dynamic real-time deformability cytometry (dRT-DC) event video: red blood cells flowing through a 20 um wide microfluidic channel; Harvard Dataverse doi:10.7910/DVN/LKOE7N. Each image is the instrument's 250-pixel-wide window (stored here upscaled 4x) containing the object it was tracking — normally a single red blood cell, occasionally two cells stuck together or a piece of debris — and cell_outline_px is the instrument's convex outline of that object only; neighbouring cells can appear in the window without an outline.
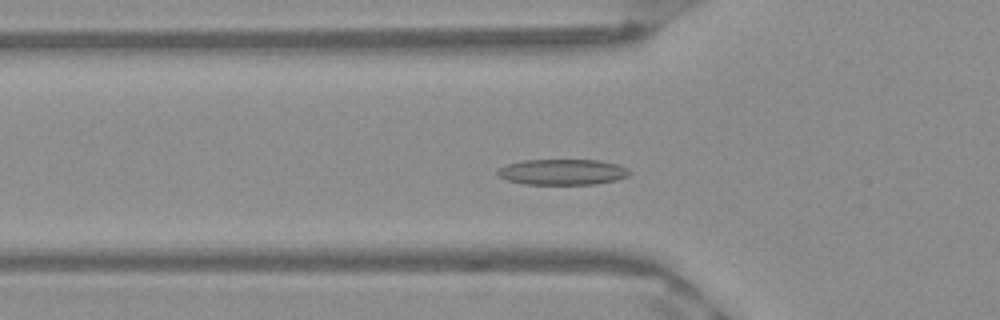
{"species": "Egyptian fruit bat (a non-hibernating species)", "species_latin": "Rousettus aegyptiacus", "temperature_condition": "warm", "stored_images_in_passage": 51, "camera_frame_rate_fps": 3000, "um_per_image_px": 0.085, "frame": {"image": 1, "passage_image": 17, "time_ms": 5.333, "image_size_px": [1000, 320], "cell_outline_px": [[632, 172], [628, 176], [616, 180], [596, 184], [524, 184], [508, 180], [500, 176], [496, 172], [500, 168], [508, 164], [524, 160], [600, 160], [616, 164]], "centroid_in_image_um": [47.82, 14.62], "position_along_channel_um": 78.0, "area_um2": 19.59}}
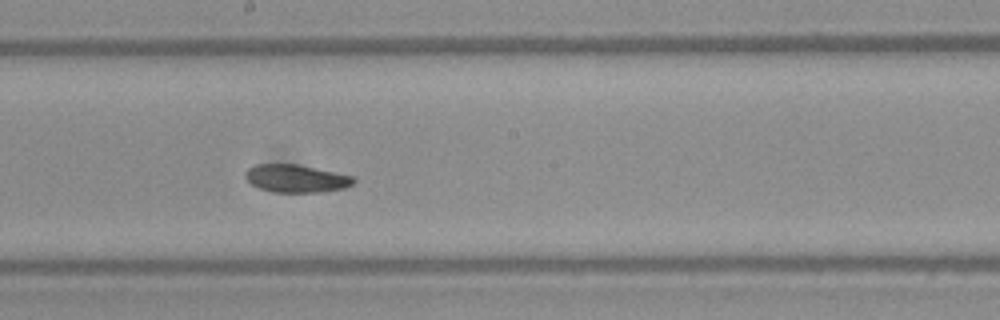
{"frame": {"image": 2, "passage_image": 28, "time_ms": 9.0, "image_size_px": [1000, 320], "cell_outline_px": [[356, 180], [352, 184], [344, 188], [320, 192], [276, 192], [260, 188], [252, 184], [244, 176], [244, 172], [248, 168], [256, 164], [296, 164], [352, 176]], "centroid_in_image_um": [25.14, 15.17], "position_along_channel_um": 223.1, "area_um2": 17.28}}
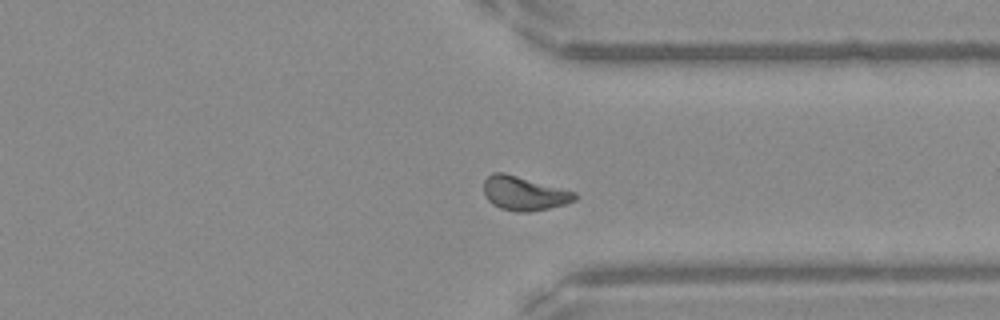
{"frame": {"image": 3, "passage_image": 39, "time_ms": 12.667, "image_size_px": [1000, 320], "cell_outline_px": [[576, 200], [564, 204], [548, 208], [528, 212], [516, 212], [500, 208], [492, 204], [488, 200], [484, 192], [484, 180], [492, 172], [504, 172], [576, 192]], "centroid_in_image_um": [44.52, 16.43], "position_along_channel_um": 366.9, "area_um2": 17.98}, "authors_computed_cell_mechanics": {"area_um2": 18.1492, "velocity_mm_per_s": 3.9292, "shape_relaxation_time_tau1_ms": 4.7517, "shape_relaxation_time_tau2_ms": 5.4487, "deformation_change_tau1": 0.1246, "deformation_change_tau2": 0.1046}}